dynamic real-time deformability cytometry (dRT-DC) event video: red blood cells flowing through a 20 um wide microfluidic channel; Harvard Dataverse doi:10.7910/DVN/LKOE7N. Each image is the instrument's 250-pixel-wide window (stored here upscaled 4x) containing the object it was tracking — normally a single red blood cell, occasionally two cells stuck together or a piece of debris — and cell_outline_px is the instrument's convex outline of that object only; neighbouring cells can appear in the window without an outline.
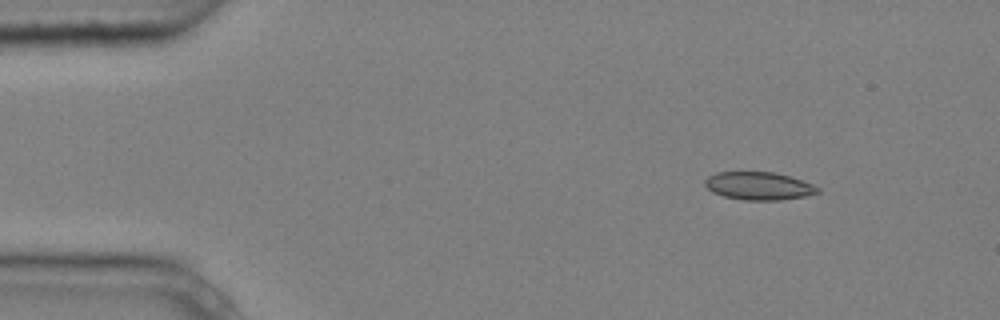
{"species": "common noctule bat (a hibernating species)", "species_latin": "Nyctalus noctula", "temperature_condition": "cold", "stored_images_in_passage": 4, "camera_frame_rate_fps": 3000, "um_per_image_px": 0.085, "animal": {"sex": "male", "body_mass_g": 20.4}, "frame": {"image": 1, "passage_image": 2, "time_ms": 0.333, "image_size_px": [1000, 320], "cell_outline_px": [[820, 192], [804, 196], [780, 200], [744, 200], [724, 196], [712, 192], [704, 184], [704, 180], [708, 176], [716, 172], [772, 172], [788, 176], [812, 184], [820, 188]], "centroid_in_image_um": [64.46, 15.8], "position_along_channel_um": 20.5, "area_um2": 18.21}}
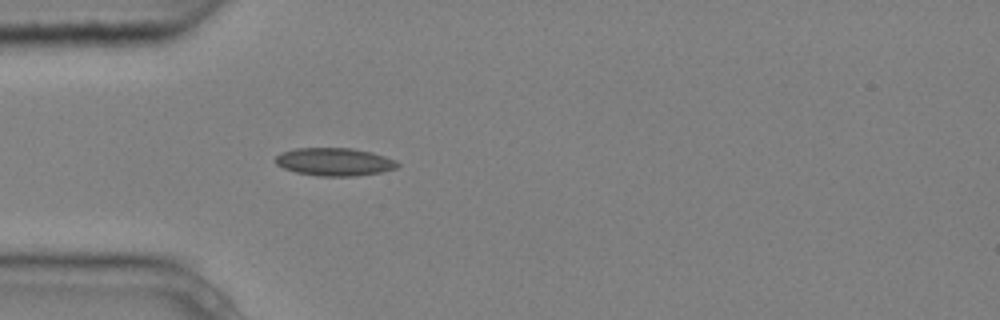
{"frame": {"image": 2, "passage_image": 4, "time_ms": 1.0, "image_size_px": [1000, 320], "cell_outline_px": [[400, 164], [396, 168], [380, 172], [356, 176], [320, 176], [296, 172], [284, 168], [276, 164], [276, 156], [280, 152], [296, 148], [352, 148], [372, 152], [396, 160]], "centroid_in_image_um": [28.43, 13.75], "position_along_channel_um": 56.6, "area_um2": 19.83}}